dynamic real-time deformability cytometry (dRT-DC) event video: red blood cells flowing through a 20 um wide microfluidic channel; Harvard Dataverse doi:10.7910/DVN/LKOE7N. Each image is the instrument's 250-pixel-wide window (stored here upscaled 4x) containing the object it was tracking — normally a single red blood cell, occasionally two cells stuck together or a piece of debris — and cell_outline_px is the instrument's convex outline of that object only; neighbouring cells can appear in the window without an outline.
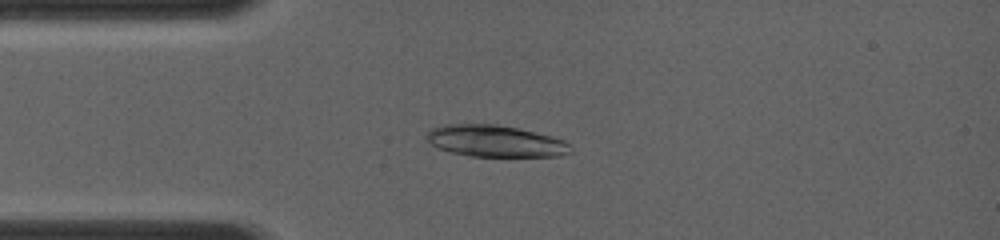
{"species": "common noctule bat (a hibernating species)", "species_latin": "Nyctalus noctula", "temperature_condition": "room temperature", "stored_images_in_passage": 6, "camera_frame_rate_fps": 4000, "um_per_image_px": 0.085, "animal": {"sex": "female", "body_mass_g": 19.0, "forearm_length_mm": 56.7}, "frame": {"image": 1, "passage_image": 4, "time_ms": 2.25, "image_size_px": [1000, 240], "cell_outline_px": [[572, 152], [560, 156], [472, 156], [452, 152], [436, 148], [424, 136], [432, 128], [444, 124], [496, 124], [516, 128], [552, 136], [564, 140], [572, 144]], "centroid_in_image_um": [42.12, 11.99], "position_along_channel_um": 42.9, "area_um2": 26.59}}